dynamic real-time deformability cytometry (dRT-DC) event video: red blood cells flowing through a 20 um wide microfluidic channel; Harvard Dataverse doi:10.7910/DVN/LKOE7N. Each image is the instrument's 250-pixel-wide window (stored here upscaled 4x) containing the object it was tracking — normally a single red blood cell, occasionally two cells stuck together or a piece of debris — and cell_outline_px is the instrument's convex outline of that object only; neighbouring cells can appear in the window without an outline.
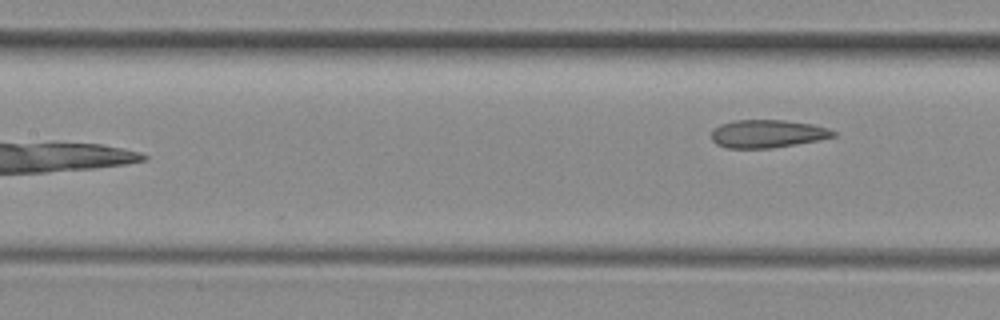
{"species": "common noctule bat (a hibernating species)", "species_latin": "Nyctalus noctula", "temperature_condition": "room temperature", "stored_images_in_passage": 6, "segment_of_instrument_passage": [2, 2], "camera_frame_rate_fps": 3000, "um_per_image_px": 0.085, "animal": {"sex": "female", "body_mass_g": 29.2, "forearm_length_mm": 56.3}, "frame": {"image": 1, "passage_image": 6, "time_ms": 5.667, "image_size_px": [1000, 320], "cell_outline_px": [[836, 136], [820, 140], [772, 148], [728, 148], [716, 144], [712, 140], [712, 128], [720, 124], [736, 120], [784, 120], [812, 124], [828, 128], [836, 132]], "centroid_in_image_um": [65.23, 11.37], "position_along_channel_um": 142.2, "area_um2": 19.94}}